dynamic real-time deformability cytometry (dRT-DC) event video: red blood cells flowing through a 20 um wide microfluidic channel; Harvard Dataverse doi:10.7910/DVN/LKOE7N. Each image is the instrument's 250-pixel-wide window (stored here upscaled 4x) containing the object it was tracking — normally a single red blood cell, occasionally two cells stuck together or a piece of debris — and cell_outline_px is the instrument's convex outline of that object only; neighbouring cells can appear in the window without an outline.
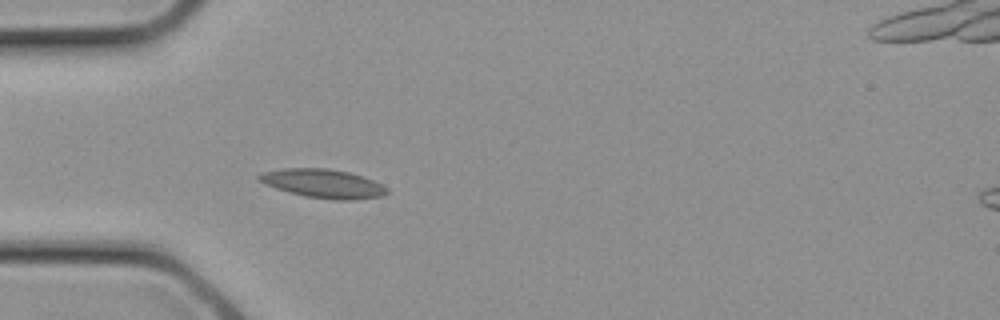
{"species": "common noctule bat (a hibernating species)", "species_latin": "Nyctalus noctula", "temperature_condition": "cold", "stored_images_in_passage": 12, "camera_frame_rate_fps": 3000, "um_per_image_px": 0.085, "animal": {"sex": "female", "body_mass_g": 21.9}, "frame": {"image": 1, "passage_image": 5, "time_ms": 1.333, "image_size_px": [1000, 320], "cell_outline_px": [[388, 192], [384, 196], [352, 200], [332, 200], [304, 196], [288, 192], [264, 184], [256, 180], [256, 176], [260, 172], [284, 168], [328, 168], [348, 172], [372, 180], [388, 188]], "centroid_in_image_um": [27.41, 15.6], "position_along_channel_um": 57.6, "area_um2": 21.62}}
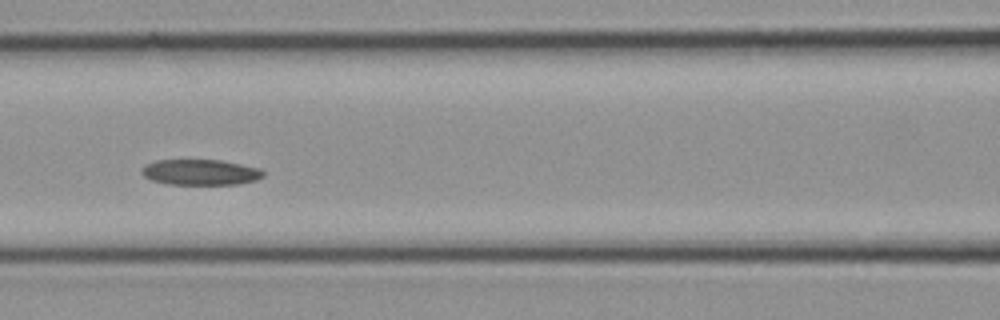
{"frame": {"image": 2, "passage_image": 9, "time_ms": 2.667, "image_size_px": [1000, 320], "cell_outline_px": [[264, 176], [256, 180], [240, 184], [164, 184], [152, 180], [144, 176], [140, 172], [140, 168], [144, 164], [156, 160], [220, 160], [260, 168], [264, 172]], "centroid_in_image_um": [17.0, 14.64], "position_along_channel_um": 149.6, "area_um2": 18.32}}
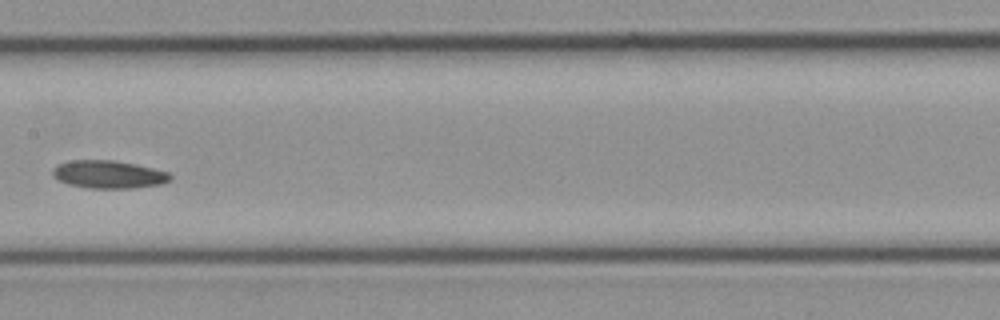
{"frame": {"image": 3, "passage_image": 11, "time_ms": 3.333, "image_size_px": [1000, 320], "cell_outline_px": [[172, 180], [160, 184], [136, 188], [88, 188], [68, 184], [52, 176], [52, 168], [56, 164], [68, 160], [112, 160], [136, 164], [168, 172], [172, 176]], "centroid_in_image_um": [9.21, 14.82], "position_along_channel_um": 198.2, "area_um2": 19.25}}